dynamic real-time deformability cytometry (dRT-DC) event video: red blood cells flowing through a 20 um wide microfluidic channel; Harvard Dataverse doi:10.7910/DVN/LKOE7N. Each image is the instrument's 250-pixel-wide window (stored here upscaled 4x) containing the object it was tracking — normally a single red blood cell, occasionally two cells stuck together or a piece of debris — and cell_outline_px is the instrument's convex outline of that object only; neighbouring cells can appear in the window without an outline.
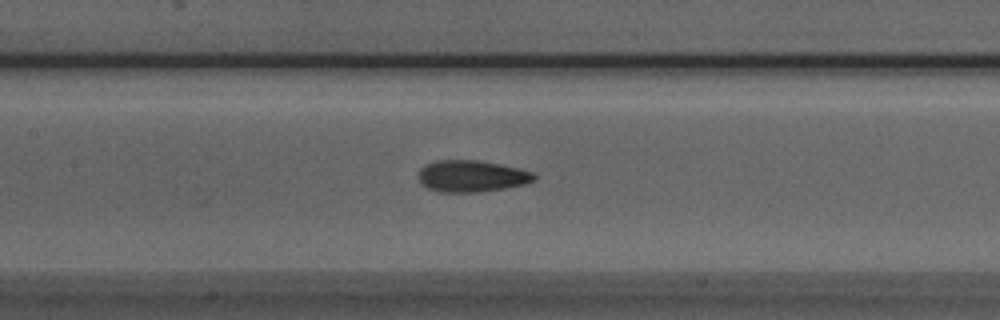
{"species": "Egyptian fruit bat (a non-hibernating species)", "species_latin": "Rousettus aegyptiacus", "temperature_condition": "room temperature", "stored_images_in_passage": 37, "camera_frame_rate_fps": 3000, "um_per_image_px": 0.085, "animal": {"sex": "male"}, "frame": {"image": 1, "passage_image": 16, "time_ms": 5.0, "image_size_px": [1000, 320], "cell_outline_px": [[536, 180], [524, 184], [504, 188], [480, 192], [440, 192], [428, 188], [420, 184], [416, 176], [420, 168], [424, 164], [436, 160], [476, 160], [500, 164], [520, 168], [532, 172], [536, 176]], "centroid_in_image_um": [40.04, 14.97], "position_along_channel_um": 167.4, "area_um2": 21.62}}
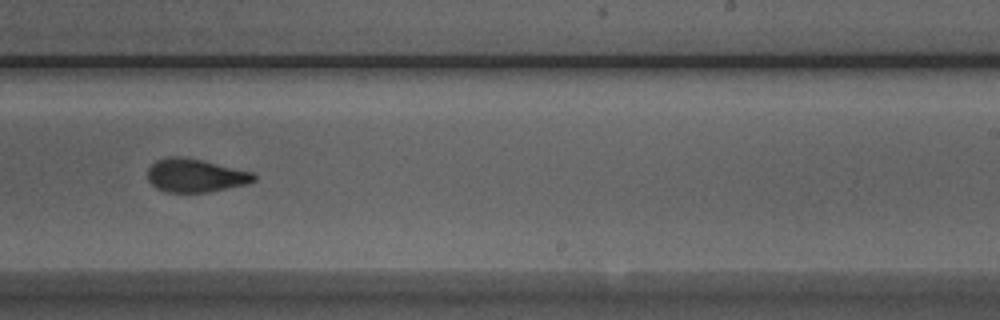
{"frame": {"image": 2, "passage_image": 24, "time_ms": 7.667, "image_size_px": [1000, 320], "cell_outline_px": [[256, 180], [248, 184], [208, 192], [164, 192], [156, 188], [148, 180], [148, 168], [156, 160], [168, 156], [180, 156], [200, 160], [256, 172]], "centroid_in_image_um": [16.63, 14.92], "position_along_channel_um": 272.4, "area_um2": 20.81}}
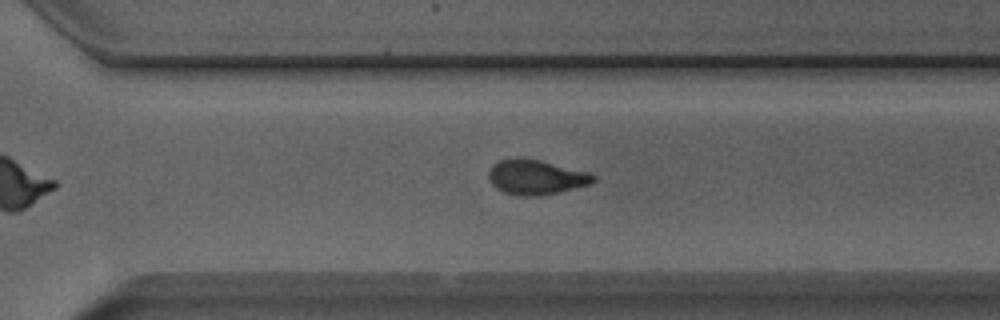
{"frame": {"image": 3, "passage_image": 28, "time_ms": 9.0, "image_size_px": [1000, 320], "cell_outline_px": [[596, 180], [588, 184], [540, 196], [520, 196], [504, 192], [496, 188], [492, 184], [488, 176], [488, 172], [492, 164], [500, 160], [512, 156], [524, 156], [588, 172], [596, 176]], "centroid_in_image_um": [45.49, 15.02], "position_along_channel_um": 325.1, "area_um2": 21.39}, "authors_computed_cell_mechanics": {"area_um2": 21.386, "velocity_mm_per_s": 3.9611, "shape_relaxation_time_tau1_ms": 5.611, "shape_relaxation_time_tau2_ms": 1.7807, "deformation_change_tau1": 0.1689, "deformation_change_tau2": 0.0847}}